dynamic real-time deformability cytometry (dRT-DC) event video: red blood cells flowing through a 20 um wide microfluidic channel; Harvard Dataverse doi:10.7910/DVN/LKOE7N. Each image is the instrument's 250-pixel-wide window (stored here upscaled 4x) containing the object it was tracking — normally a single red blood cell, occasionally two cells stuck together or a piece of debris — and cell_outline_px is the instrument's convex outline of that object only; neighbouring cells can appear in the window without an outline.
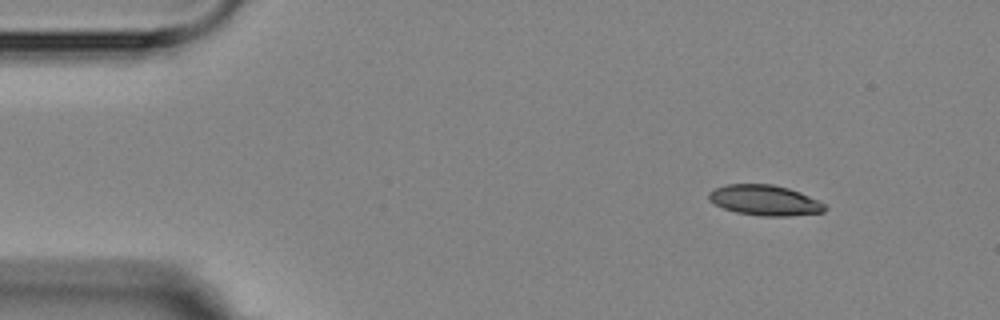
{"species": "Egyptian fruit bat (a non-hibernating species)", "species_latin": "Rousettus aegyptiacus", "temperature_condition": "room temperature", "stored_images_in_passage": 5, "camera_frame_rate_fps": 3000, "um_per_image_px": 0.085, "animal": {"sex": "female"}, "frame": {"image": 1, "passage_image": 1, "time_ms": 0.0, "image_size_px": [1000, 320], "cell_outline_px": [[828, 208], [824, 212], [788, 216], [760, 216], [736, 212], [724, 208], [708, 200], [708, 192], [716, 188], [728, 184], [772, 184], [788, 188], [800, 192], [820, 200]], "centroid_in_image_um": [65.03, 17.02], "position_along_channel_um": 20.0, "area_um2": 20.63}}
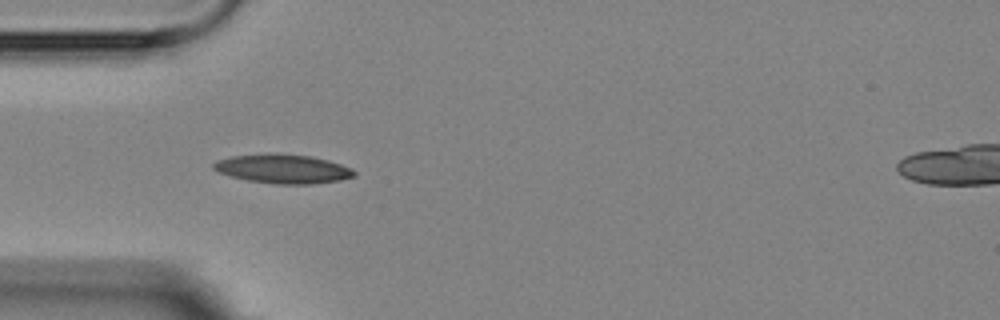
{"frame": {"image": 2, "passage_image": 4, "time_ms": 3.333, "image_size_px": [1000, 320], "cell_outline_px": [[356, 176], [340, 180], [312, 184], [276, 184], [248, 180], [232, 176], [220, 172], [212, 168], [212, 164], [216, 160], [232, 156], [268, 152], [276, 152], [312, 156], [328, 160], [352, 168], [356, 172]], "centroid_in_image_um": [24.06, 14.33], "position_along_channel_um": 60.9, "area_um2": 24.1}}
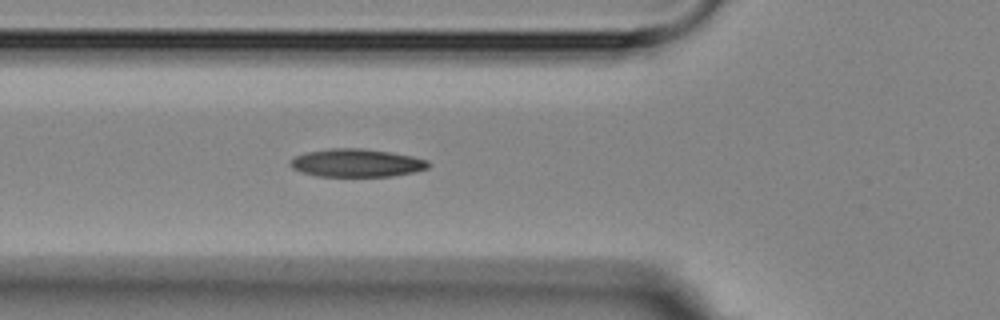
{"frame": {"image": 3, "passage_image": 5, "time_ms": 4.333, "image_size_px": [1000, 320], "cell_outline_px": [[432, 164], [428, 168], [412, 172], [392, 176], [316, 176], [300, 172], [292, 168], [288, 164], [296, 156], [308, 152], [328, 148], [360, 148], [388, 152], [412, 156], [428, 160]], "centroid_in_image_um": [30.3, 13.85], "position_along_channel_um": 95.5, "area_um2": 22.48}}